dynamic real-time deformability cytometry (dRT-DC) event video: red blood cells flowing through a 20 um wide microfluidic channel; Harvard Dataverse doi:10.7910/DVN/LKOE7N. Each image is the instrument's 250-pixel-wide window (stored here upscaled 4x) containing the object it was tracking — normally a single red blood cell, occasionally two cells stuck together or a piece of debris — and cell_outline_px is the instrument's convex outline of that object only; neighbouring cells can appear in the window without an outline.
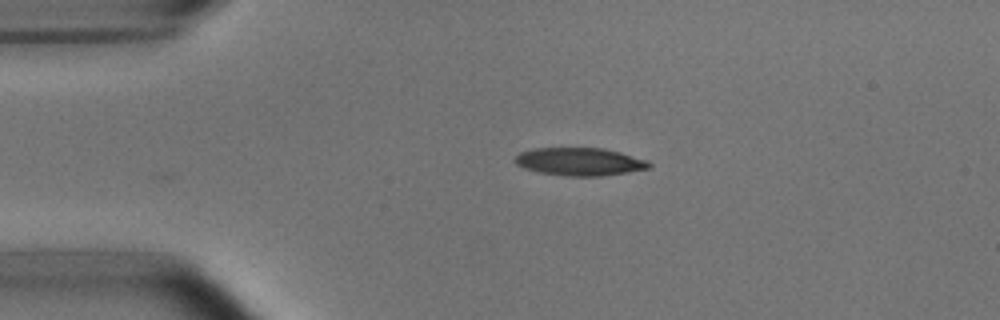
{"species": "common noctule bat (a hibernating species)", "species_latin": "Nyctalus noctula", "temperature_condition": "room temperature", "stored_images_in_passage": 6, "camera_frame_rate_fps": 3000, "um_per_image_px": 0.085, "animal": {"sex": "male", "body_mass_g": 15.6}, "frame": {"image": 1, "passage_image": 1, "time_ms": 0.0, "image_size_px": [1000, 320], "cell_outline_px": [[652, 164], [648, 168], [628, 172], [600, 176], [564, 176], [540, 172], [524, 168], [516, 164], [516, 156], [520, 152], [532, 148], [604, 148], [620, 152], [648, 160]], "centroid_in_image_um": [49.28, 13.74], "position_along_channel_um": 35.7, "area_um2": 21.73}}